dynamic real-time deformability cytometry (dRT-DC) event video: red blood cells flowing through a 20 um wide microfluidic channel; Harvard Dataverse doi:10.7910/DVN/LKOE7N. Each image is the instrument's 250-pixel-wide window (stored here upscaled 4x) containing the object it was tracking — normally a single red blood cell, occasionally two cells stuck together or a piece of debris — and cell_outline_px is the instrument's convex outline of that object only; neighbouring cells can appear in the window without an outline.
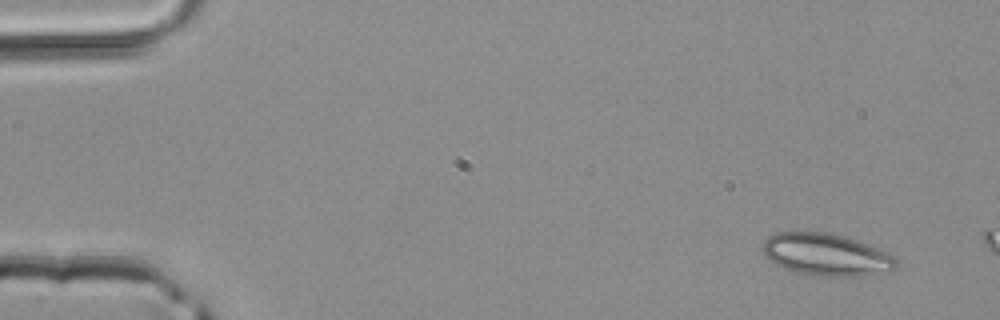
{"species": "common noctule bat (a hibernating species)", "species_latin": "Nyctalus noctula", "temperature_condition": "room temperature", "stored_images_in_passage": 2, "camera_frame_rate_fps": 3000, "um_per_image_px": 0.085, "animal": {"sex": "male", "body_mass_g": 20.4}, "frame": {"image": 1, "passage_image": 1, "time_ms": 0.0, "image_size_px": [1000, 320], "cell_outline_px": [[896, 264], [892, 268], [860, 276], [812, 276], [796, 272], [784, 268], [768, 260], [760, 248], [764, 240], [768, 236], [776, 232], [824, 232], [844, 236], [856, 240], [876, 248], [892, 256], [896, 260]], "centroid_in_image_um": [70.09, 21.63], "position_along_channel_um": 14.9, "area_um2": 32.37}}